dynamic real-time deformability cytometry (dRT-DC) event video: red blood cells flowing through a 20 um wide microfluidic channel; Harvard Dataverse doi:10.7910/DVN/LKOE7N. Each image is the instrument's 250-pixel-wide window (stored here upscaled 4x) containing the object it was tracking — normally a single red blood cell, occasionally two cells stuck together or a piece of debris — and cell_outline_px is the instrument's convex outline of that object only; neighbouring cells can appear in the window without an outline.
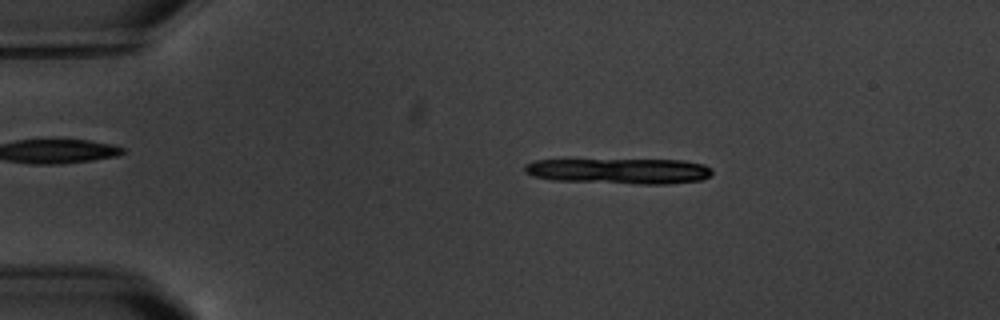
{"species": "common noctule bat (a hibernating species)", "species_latin": "Nyctalus noctula", "temperature_condition": "warm", "stored_images_in_passage": 4, "camera_frame_rate_fps": 3000, "um_per_image_px": 0.085, "animal": {"sex": "male", "body_mass_g": 20.1, "forearm_length_mm": 53.5}, "frame": {"image": 1, "passage_image": 2, "time_ms": 1.0, "image_size_px": [1000, 320], "cell_outline_px": [[712, 176], [700, 180], [668, 184], [640, 184], [552, 180], [532, 176], [524, 172], [524, 164], [532, 160], [684, 160], [704, 164], [712, 168]], "centroid_in_image_um": [52.66, 14.54], "position_along_channel_um": 32.3, "area_um2": 28.15}}